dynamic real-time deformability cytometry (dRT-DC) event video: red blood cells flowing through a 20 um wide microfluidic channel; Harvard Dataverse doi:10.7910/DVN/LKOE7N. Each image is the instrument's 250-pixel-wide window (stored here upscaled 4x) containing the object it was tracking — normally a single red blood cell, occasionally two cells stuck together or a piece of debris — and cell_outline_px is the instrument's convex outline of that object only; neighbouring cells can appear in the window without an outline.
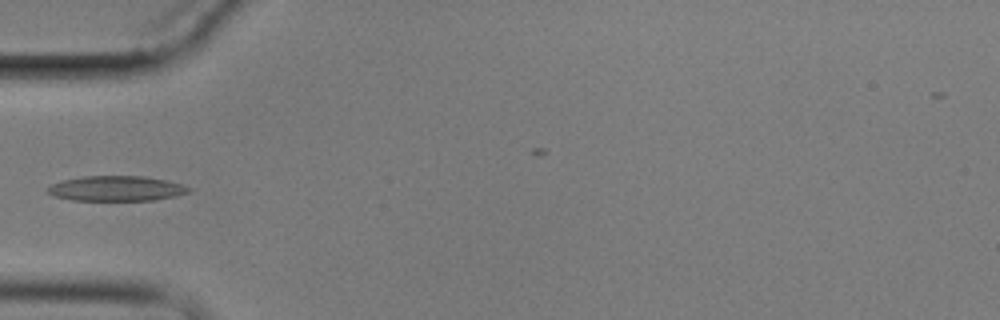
{"species": "common noctule bat (a hibernating species)", "species_latin": "Nyctalus noctula", "temperature_condition": "cold", "stored_images_in_passage": 6, "camera_frame_rate_fps": 3000, "um_per_image_px": 0.085, "animal": {"sex": "male", "body_mass_g": 17.9}, "frame": {"image": 1, "passage_image": 5, "time_ms": 4.667, "image_size_px": [1000, 320], "cell_outline_px": [[192, 188], [188, 192], [172, 196], [152, 200], [72, 200], [52, 196], [48, 192], [48, 188], [52, 184], [64, 180], [84, 176], [144, 176], [164, 180], [180, 184]], "centroid_in_image_um": [9.85, 16.02], "position_along_channel_um": 75.2, "area_um2": 20.29}}